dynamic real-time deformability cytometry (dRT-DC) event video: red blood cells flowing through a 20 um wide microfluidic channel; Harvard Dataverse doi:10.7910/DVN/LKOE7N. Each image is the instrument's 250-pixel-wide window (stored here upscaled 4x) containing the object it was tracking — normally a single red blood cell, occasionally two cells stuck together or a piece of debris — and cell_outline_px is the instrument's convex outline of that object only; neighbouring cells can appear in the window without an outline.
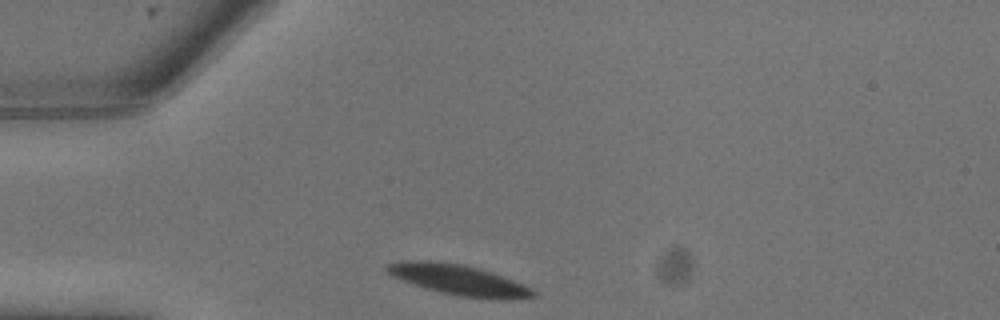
{"species": "common noctule bat (a hibernating species)", "species_latin": "Nyctalus noctula", "temperature_condition": "warm", "stored_images_in_passage": 2, "camera_frame_rate_fps": 3000, "um_per_image_px": 0.085, "animal": {"sex": "male", "body_mass_g": 13.3}, "frame": {"image": 1, "passage_image": 1, "time_ms": 0.0, "image_size_px": [1000, 320], "cell_outline_px": [[536, 296], [508, 300], [504, 300], [460, 296], [428, 288], [392, 276], [384, 268], [384, 264], [396, 260], [428, 260], [460, 264], [492, 272], [524, 284], [532, 288], [536, 292]], "centroid_in_image_um": [38.99, 23.77], "position_along_channel_um": 46.0, "area_um2": 25.72}}